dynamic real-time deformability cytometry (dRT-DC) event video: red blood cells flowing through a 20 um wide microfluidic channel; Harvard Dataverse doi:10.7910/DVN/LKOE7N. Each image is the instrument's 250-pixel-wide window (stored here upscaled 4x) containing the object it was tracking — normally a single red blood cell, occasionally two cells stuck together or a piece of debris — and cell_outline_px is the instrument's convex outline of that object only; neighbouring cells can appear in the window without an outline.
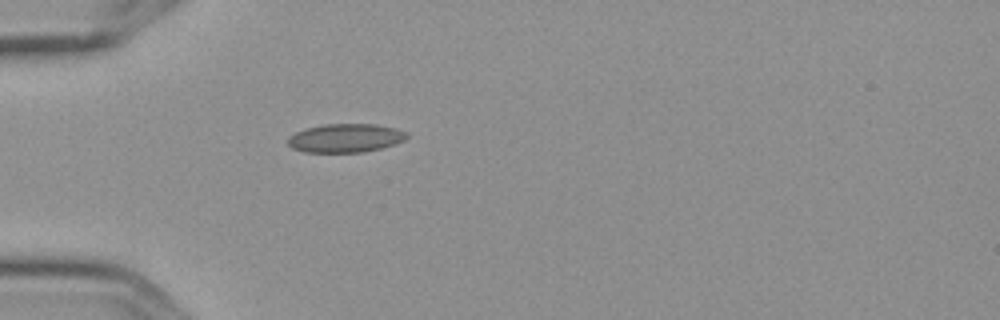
{"species": "Egyptian fruit bat (a non-hibernating species)", "species_latin": "Rousettus aegyptiacus", "temperature_condition": "cold", "stored_images_in_passage": 5, "camera_frame_rate_fps": 3000, "um_per_image_px": 0.085, "frame": {"image": 1, "passage_image": 5, "time_ms": 1.333, "image_size_px": [1000, 320], "cell_outline_px": [[408, 136], [404, 140], [380, 148], [364, 152], [304, 152], [292, 148], [288, 144], [288, 136], [304, 128], [324, 124], [376, 124], [396, 128], [408, 132]], "centroid_in_image_um": [29.35, 11.72], "position_along_channel_um": 55.7, "area_um2": 19.88}}